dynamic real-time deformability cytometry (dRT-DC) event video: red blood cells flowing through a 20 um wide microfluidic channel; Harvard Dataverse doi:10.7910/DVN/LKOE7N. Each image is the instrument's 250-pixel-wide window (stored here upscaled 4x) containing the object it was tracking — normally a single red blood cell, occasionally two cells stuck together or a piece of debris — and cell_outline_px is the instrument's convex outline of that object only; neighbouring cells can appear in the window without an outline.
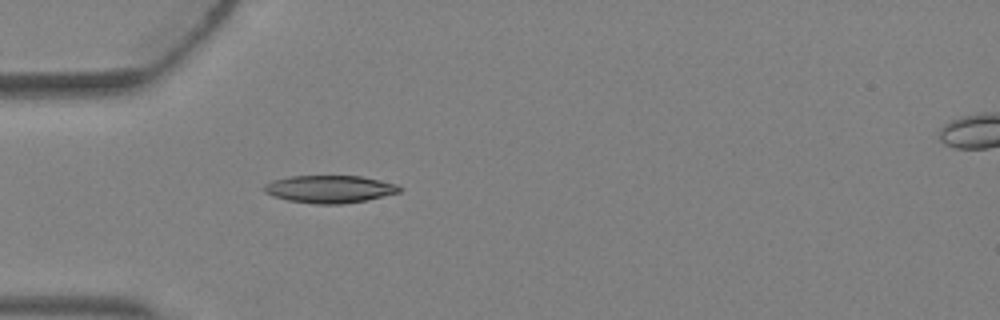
{"species": "Egyptian fruit bat (a non-hibernating species)", "species_latin": "Rousettus aegyptiacus", "temperature_condition": "warm", "stored_images_in_passage": 3, "camera_frame_rate_fps": 3000, "um_per_image_px": 0.085, "animal": {"sex": "female"}, "frame": {"image": 1, "passage_image": 2, "time_ms": 0.333, "image_size_px": [1000, 320], "cell_outline_px": [[404, 188], [400, 192], [368, 200], [344, 204], [316, 204], [288, 200], [272, 196], [264, 192], [264, 184], [272, 180], [288, 176], [360, 176], [380, 180], [396, 184]], "centroid_in_image_um": [28.02, 16.07], "position_along_channel_um": 57.0, "area_um2": 21.91}}